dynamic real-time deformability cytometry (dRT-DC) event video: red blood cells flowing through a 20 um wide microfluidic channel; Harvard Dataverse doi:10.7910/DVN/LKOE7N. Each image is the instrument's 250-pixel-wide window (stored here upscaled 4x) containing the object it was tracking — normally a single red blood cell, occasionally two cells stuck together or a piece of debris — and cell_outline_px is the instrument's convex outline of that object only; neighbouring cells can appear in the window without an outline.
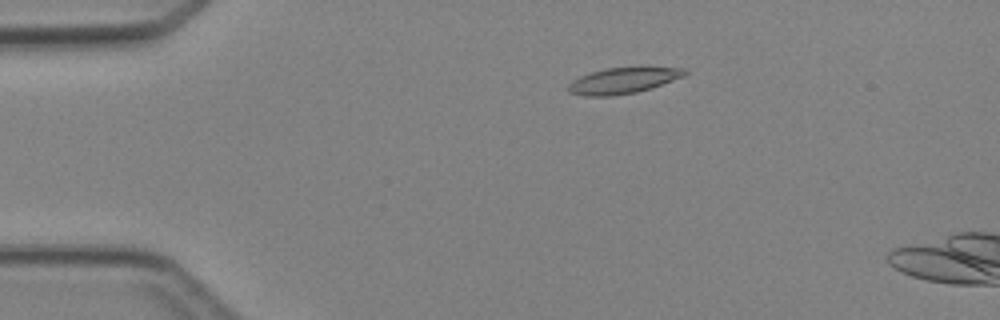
{"species": "Egyptian fruit bat (a non-hibernating species)", "species_latin": "Rousettus aegyptiacus", "temperature_condition": "cold", "stored_images_in_passage": 5, "camera_frame_rate_fps": 3000, "um_per_image_px": 0.085, "animal": {"sex": "female"}, "frame": {"image": 1, "passage_image": 3, "time_ms": 2.333, "image_size_px": [1000, 320], "cell_outline_px": [[688, 72], [684, 76], [636, 92], [612, 96], [584, 96], [568, 92], [568, 84], [572, 80], [580, 76], [604, 68], [684, 68]], "centroid_in_image_um": [52.88, 6.86], "position_along_channel_um": 32.1, "area_um2": 17.17}}